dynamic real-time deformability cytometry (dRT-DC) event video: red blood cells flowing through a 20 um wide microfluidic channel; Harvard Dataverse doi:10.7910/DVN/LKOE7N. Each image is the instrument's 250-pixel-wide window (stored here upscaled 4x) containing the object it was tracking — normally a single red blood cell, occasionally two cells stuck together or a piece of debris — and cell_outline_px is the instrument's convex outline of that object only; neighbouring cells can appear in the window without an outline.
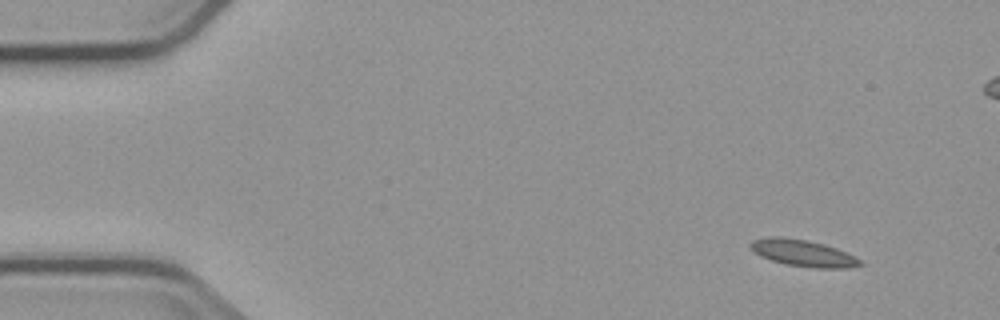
{"species": "common noctule bat (a hibernating species)", "species_latin": "Nyctalus noctula", "temperature_condition": "cold", "stored_images_in_passage": 5, "camera_frame_rate_fps": 3000, "um_per_image_px": 0.085, "animal": {"sex": "male", "body_mass_g": 23.1, "forearm_length_mm": 52.7}, "frame": {"image": 1, "passage_image": 2, "time_ms": 1.333, "image_size_px": [1000, 320], "cell_outline_px": [[864, 264], [848, 268], [812, 268], [784, 264], [760, 256], [748, 244], [752, 240], [768, 236], [780, 236], [808, 240], [824, 244], [836, 248], [860, 260]], "centroid_in_image_um": [68.22, 21.51], "position_along_channel_um": 16.8, "area_um2": 16.99}}